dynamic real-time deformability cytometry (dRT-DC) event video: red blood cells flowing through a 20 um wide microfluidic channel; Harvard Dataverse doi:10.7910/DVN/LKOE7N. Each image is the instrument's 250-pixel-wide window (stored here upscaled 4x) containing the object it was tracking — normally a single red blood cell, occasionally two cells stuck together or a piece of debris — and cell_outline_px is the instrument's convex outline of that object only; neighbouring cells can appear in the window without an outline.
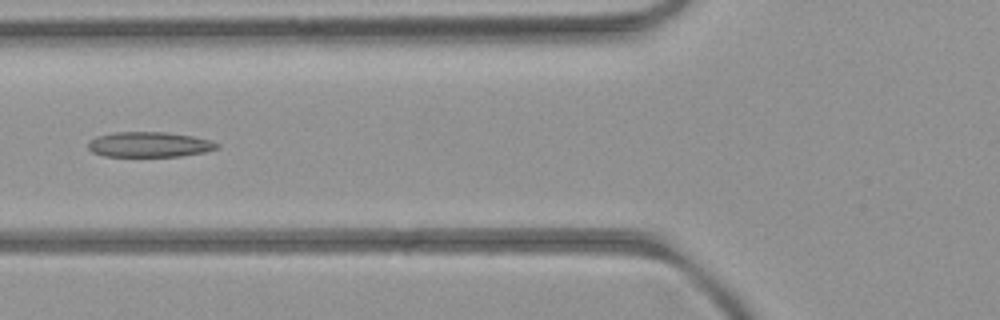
{"species": "common noctule bat (a hibernating species)", "species_latin": "Nyctalus noctula", "temperature_condition": "room temperature", "stored_images_in_passage": 3, "camera_frame_rate_fps": 3000, "um_per_image_px": 0.085, "animal": {"sex": "female", "body_mass_g": 21.9}, "frame": {"image": 1, "passage_image": 3, "time_ms": 2.0, "image_size_px": [1000, 320], "cell_outline_px": [[220, 148], [204, 152], [180, 156], [104, 156], [92, 152], [88, 148], [88, 140], [96, 136], [116, 132], [164, 132], [192, 136], [212, 140], [220, 144]], "centroid_in_image_um": [12.7, 12.28], "position_along_channel_um": 113.1, "area_um2": 19.02}}